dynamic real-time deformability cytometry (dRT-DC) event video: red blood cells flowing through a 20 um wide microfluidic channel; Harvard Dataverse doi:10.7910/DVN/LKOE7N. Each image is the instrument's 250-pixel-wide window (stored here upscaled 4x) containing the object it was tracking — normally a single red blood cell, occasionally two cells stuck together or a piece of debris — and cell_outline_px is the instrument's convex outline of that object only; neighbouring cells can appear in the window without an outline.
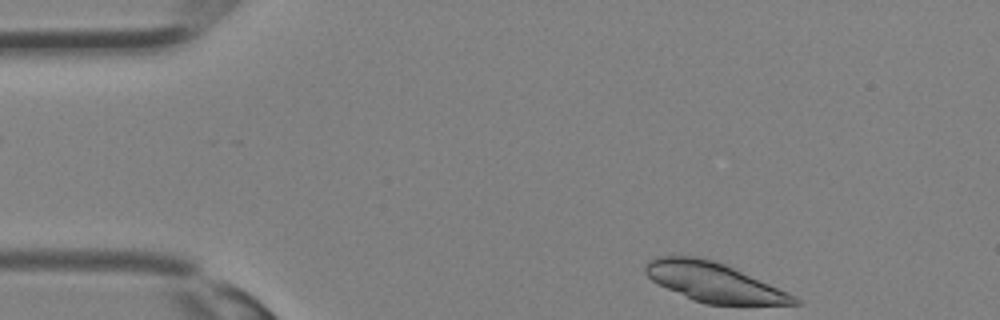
{"species": "Egyptian fruit bat (a non-hibernating species)", "species_latin": "Rousettus aegyptiacus", "temperature_condition": "room temperature", "stored_images_in_passage": 29, "segment_of_instrument_passage": [1, 2], "camera_frame_rate_fps": 3000, "um_per_image_px": 0.085, "animal": {"sex": "female"}, "frame": {"image": 1, "passage_image": 1, "time_ms": 0.0, "image_size_px": [1000, 320], "cell_outline_px": [[800, 304], [704, 304], [692, 300], [656, 284], [644, 272], [644, 268], [648, 260], [660, 256], [696, 256], [712, 260], [724, 264], [788, 292], [796, 296], [800, 300]], "centroid_in_image_um": [60.63, 23.99], "position_along_channel_um": 24.4, "area_um2": 33.81}}